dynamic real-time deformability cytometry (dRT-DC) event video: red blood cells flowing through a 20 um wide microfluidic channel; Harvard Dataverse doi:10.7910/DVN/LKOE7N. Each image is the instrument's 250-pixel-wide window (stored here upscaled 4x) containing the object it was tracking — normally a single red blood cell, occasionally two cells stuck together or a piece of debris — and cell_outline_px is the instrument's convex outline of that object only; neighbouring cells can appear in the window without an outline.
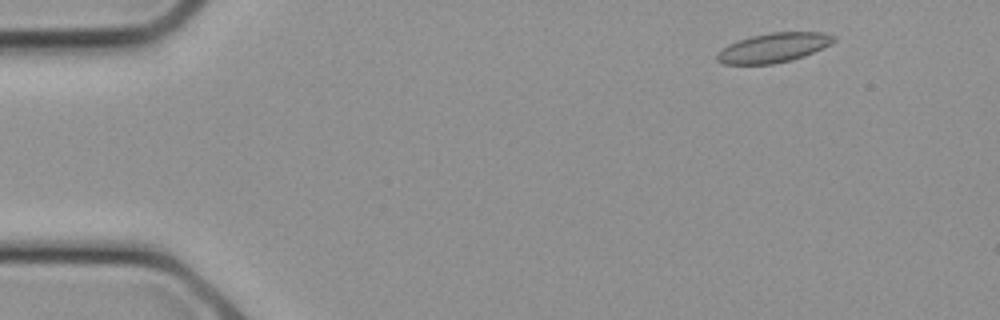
{"species": "common noctule bat (a hibernating species)", "species_latin": "Nyctalus noctula", "temperature_condition": "cold", "stored_images_in_passage": 12, "camera_frame_rate_fps": 3000, "um_per_image_px": 0.085, "animal": {"sex": "female", "body_mass_g": 21.9}, "frame": {"image": 1, "passage_image": 2, "time_ms": 0.333, "image_size_px": [1000, 320], "cell_outline_px": [[836, 40], [832, 44], [804, 56], [792, 60], [772, 64], [724, 64], [716, 60], [716, 52], [728, 44], [752, 36], [772, 32], [824, 32], [836, 36]], "centroid_in_image_um": [65.77, 4.05], "position_along_channel_um": 19.2, "area_um2": 20.11}}
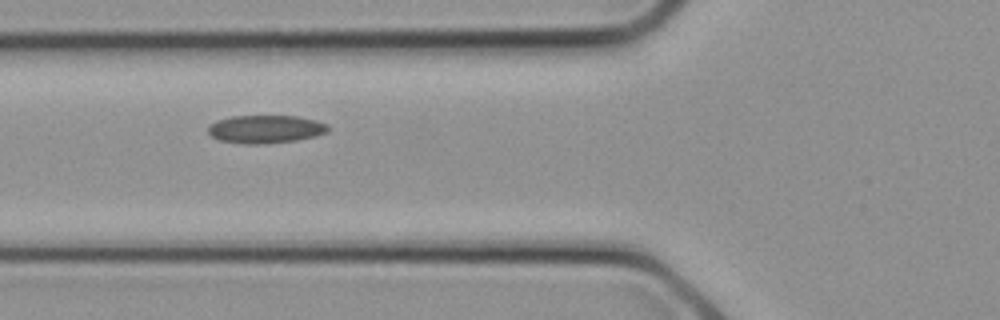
{"frame": {"image": 2, "passage_image": 9, "time_ms": 2.667, "image_size_px": [1000, 320], "cell_outline_px": [[328, 132], [316, 136], [296, 140], [264, 144], [244, 144], [220, 140], [212, 136], [208, 132], [208, 124], [216, 120], [232, 116], [296, 116], [316, 120], [328, 124]], "centroid_in_image_um": [22.56, 10.97], "position_along_channel_um": 103.2, "area_um2": 19.71}}
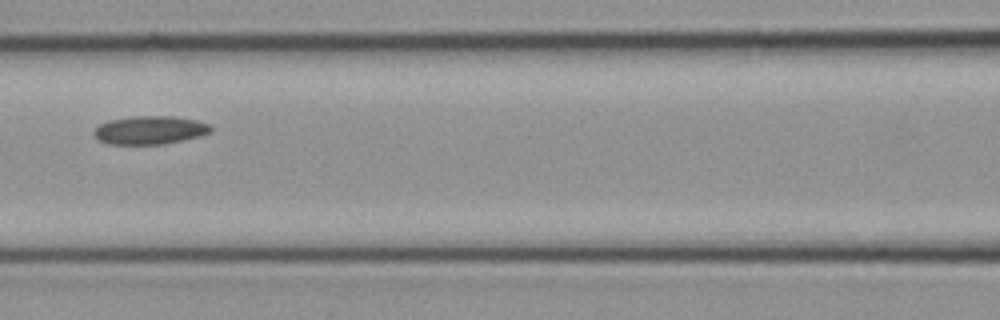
{"frame": {"image": 3, "passage_image": 11, "time_ms": 3.333, "image_size_px": [1000, 320], "cell_outline_px": [[212, 132], [200, 136], [164, 144], [108, 144], [100, 140], [92, 132], [100, 124], [108, 120], [132, 116], [176, 116], [196, 120], [208, 124], [212, 128]], "centroid_in_image_um": [12.75, 11.05], "position_along_channel_um": 153.8, "area_um2": 19.31}}